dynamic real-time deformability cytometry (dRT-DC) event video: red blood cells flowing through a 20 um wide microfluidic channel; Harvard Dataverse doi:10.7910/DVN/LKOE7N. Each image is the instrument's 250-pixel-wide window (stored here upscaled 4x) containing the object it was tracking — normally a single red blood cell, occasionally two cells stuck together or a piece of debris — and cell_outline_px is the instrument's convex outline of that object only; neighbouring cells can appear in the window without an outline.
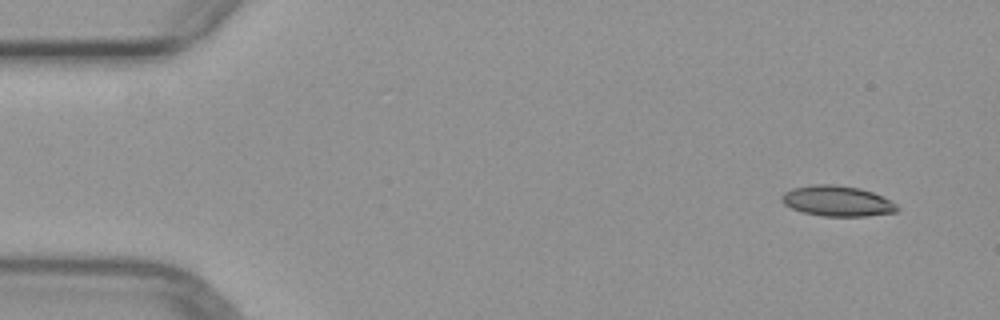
{"species": "common noctule bat (a hibernating species)", "species_latin": "Nyctalus noctula", "temperature_condition": "warm", "stored_images_in_passage": 3, "camera_frame_rate_fps": 3000, "um_per_image_px": 0.085, "animal": {"sex": "female", "body_mass_g": 29.2, "forearm_length_mm": 56.3}, "frame": {"image": 1, "passage_image": 1, "time_ms": 0.0, "image_size_px": [1000, 320], "cell_outline_px": [[900, 208], [896, 212], [868, 216], [820, 216], [804, 212], [792, 208], [784, 204], [780, 200], [780, 196], [784, 192], [792, 188], [816, 184], [836, 184], [860, 188], [884, 196], [896, 204]], "centroid_in_image_um": [71.17, 17.08], "position_along_channel_um": 13.8, "area_um2": 20.69}}